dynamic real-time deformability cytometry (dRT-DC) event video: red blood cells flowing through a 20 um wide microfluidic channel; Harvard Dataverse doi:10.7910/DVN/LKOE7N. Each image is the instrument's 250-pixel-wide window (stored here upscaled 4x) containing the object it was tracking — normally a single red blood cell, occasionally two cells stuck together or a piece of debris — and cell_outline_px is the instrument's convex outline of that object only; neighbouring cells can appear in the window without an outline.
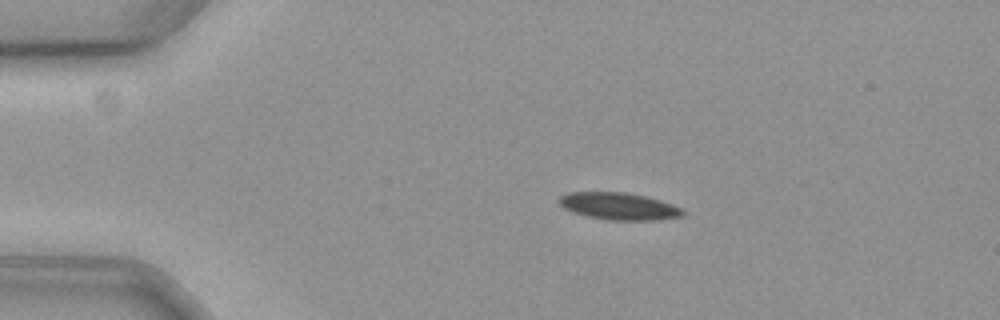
{"species": "common noctule bat (a hibernating species)", "species_latin": "Nyctalus noctula", "temperature_condition": "cold", "stored_images_in_passage": 59, "camera_frame_rate_fps": 3000, "um_per_image_px": 0.085, "animal": {"sex": "female", "body_mass_g": 19.3, "forearm_length_mm": 54.1}, "frame": {"image": 1, "passage_image": 12, "time_ms": 3.667, "image_size_px": [1000, 320], "cell_outline_px": [[684, 216], [656, 220], [608, 220], [588, 216], [564, 208], [560, 204], [560, 196], [568, 192], [624, 192], [644, 196], [660, 200], [672, 204], [680, 208], [684, 212]], "centroid_in_image_um": [52.63, 17.53], "position_along_channel_um": 32.4, "area_um2": 19.31}}
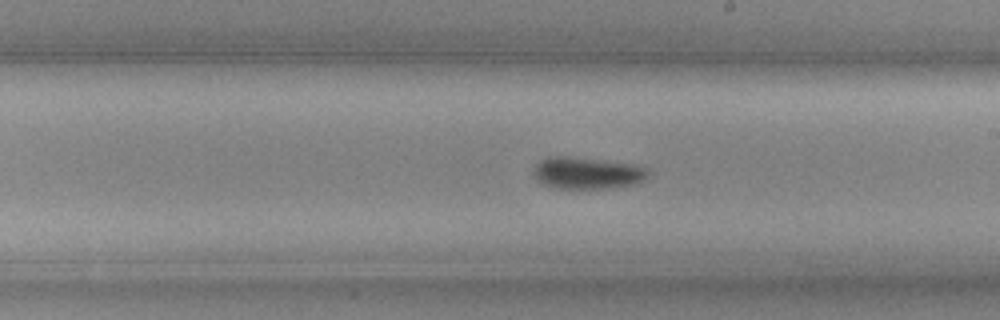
{"frame": {"image": 2, "passage_image": 34, "time_ms": 11.0, "image_size_px": [1000, 320], "cell_outline_px": [[648, 176], [644, 180], [636, 184], [612, 188], [556, 188], [544, 184], [536, 180], [532, 172], [536, 164], [540, 160], [548, 156], [564, 156], [636, 164], [648, 168]], "centroid_in_image_um": [49.91, 14.71], "position_along_channel_um": 239.1, "area_um2": 21.39}}
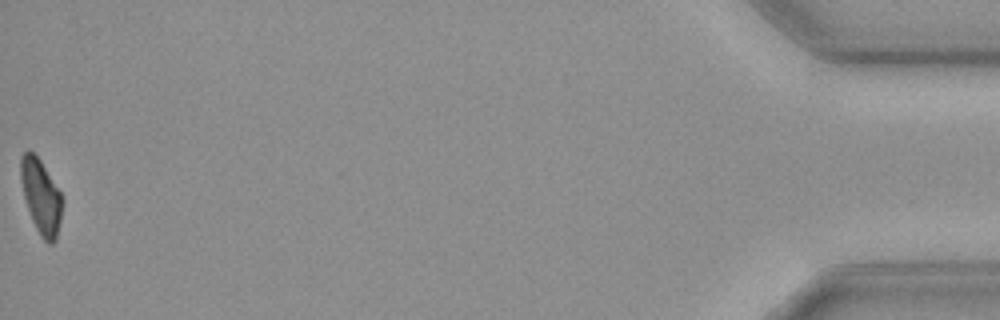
{"frame": {"image": 3, "passage_image": 59, "time_ms": 19.333, "image_size_px": [1000, 320], "cell_outline_px": [[60, 220], [56, 240], [52, 244], [48, 244], [40, 236], [32, 220], [24, 196], [20, 180], [20, 156], [24, 152], [32, 152], [40, 160], [60, 192]], "centroid_in_image_um": [3.45, 16.71], "position_along_channel_um": 431.8, "area_um2": 17.51}}